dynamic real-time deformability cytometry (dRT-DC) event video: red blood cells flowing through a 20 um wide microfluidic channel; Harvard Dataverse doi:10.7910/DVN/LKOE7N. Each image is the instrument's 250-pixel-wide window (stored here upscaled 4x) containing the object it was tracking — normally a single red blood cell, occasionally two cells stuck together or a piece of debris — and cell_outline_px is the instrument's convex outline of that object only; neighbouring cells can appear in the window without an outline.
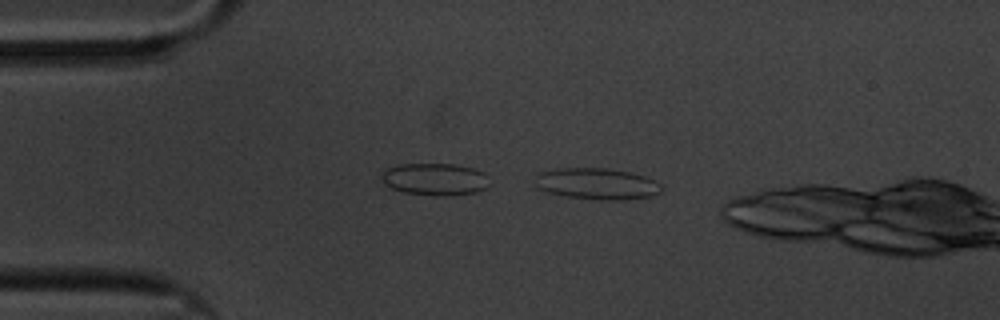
{"species": "common noctule bat (a hibernating species)", "species_latin": "Nyctalus noctula", "temperature_condition": "cold", "stored_images_in_passage": 37, "camera_frame_rate_fps": 3000, "um_per_image_px": 0.085, "animal": {"sex": "male", "body_mass_g": 20.1, "forearm_length_mm": 53.5}, "frame": {"image": 1, "passage_image": 1, "time_ms": 0.0, "image_size_px": [1000, 320], "cell_outline_px": [[664, 188], [660, 192], [652, 196], [624, 200], [600, 200], [564, 196], [548, 192], [536, 188], [536, 176], [540, 172], [560, 168], [608, 168], [628, 172], [644, 176], [660, 184]], "centroid_in_image_um": [50.74, 15.63], "position_along_channel_um": 34.3, "area_um2": 23.12}}
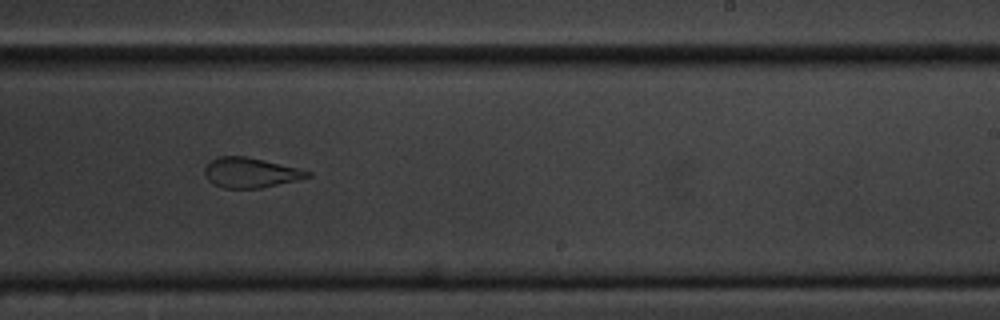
{"frame": {"image": 2, "passage_image": 25, "time_ms": 8.0, "image_size_px": [1000, 320], "cell_outline_px": [[312, 176], [296, 180], [260, 188], [224, 188], [212, 184], [204, 176], [204, 168], [212, 160], [220, 156], [248, 156], [300, 168], [312, 172]], "centroid_in_image_um": [21.29, 14.67], "position_along_channel_um": 267.7, "area_um2": 18.09}}
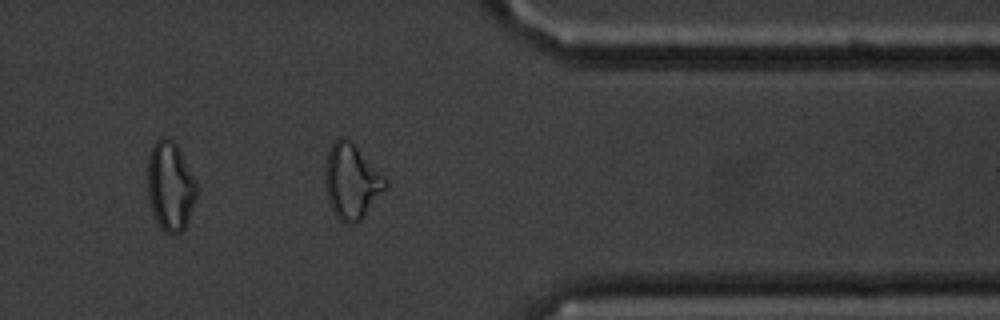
{"frame": {"image": 3, "passage_image": 36, "time_ms": 11.667, "image_size_px": [1000, 320], "cell_outline_px": [[388, 184], [364, 216], [356, 224], [348, 224], [340, 220], [336, 216], [328, 200], [324, 180], [324, 168], [328, 152], [332, 144], [340, 136], [344, 136], [352, 140], [356, 144], [388, 180]], "centroid_in_image_um": [29.87, 15.38], "position_along_channel_um": 381.5, "area_um2": 26.53}}